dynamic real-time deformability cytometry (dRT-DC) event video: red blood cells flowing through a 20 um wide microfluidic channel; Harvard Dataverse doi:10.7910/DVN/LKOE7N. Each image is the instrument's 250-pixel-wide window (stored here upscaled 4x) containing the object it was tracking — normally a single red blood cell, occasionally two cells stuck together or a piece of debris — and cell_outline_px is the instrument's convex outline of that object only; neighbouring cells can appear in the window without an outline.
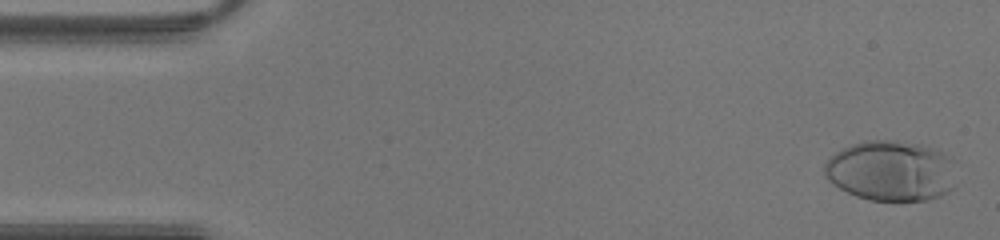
{"species": "human", "species_latin": "Homo sapiens", "temperature_condition": "warm", "stored_images_in_passage": 35, "camera_frame_rate_fps": 3000, "um_per_image_px": 0.085, "donor": {"sex": "male"}, "frame": {"image": 1, "passage_image": 2, "time_ms": 0.333, "image_size_px": [1000, 240], "cell_outline_px": [[952, 188], [940, 196], [928, 200], [868, 200], [856, 196], [832, 184], [824, 176], [824, 164], [836, 152], [852, 144], [864, 140], [888, 140], [920, 144], [932, 148], [952, 156]], "centroid_in_image_um": [75.7, 14.52], "position_along_channel_um": 9.3, "area_um2": 46.18}}
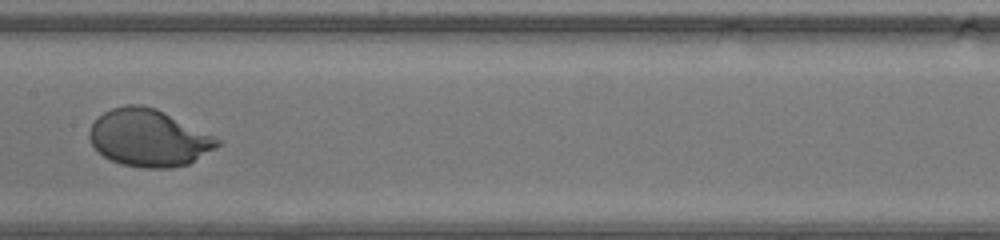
{"frame": {"image": 2, "passage_image": 22, "time_ms": 7.0, "image_size_px": [1000, 240], "cell_outline_px": [[220, 144], [216, 148], [188, 164], [172, 168], [140, 168], [120, 164], [104, 156], [92, 144], [88, 136], [88, 132], [92, 124], [104, 112], [112, 108], [124, 104], [140, 104], [156, 108], [220, 140]], "centroid_in_image_um": [12.61, 11.73], "position_along_channel_um": 194.8, "area_um2": 42.25}}
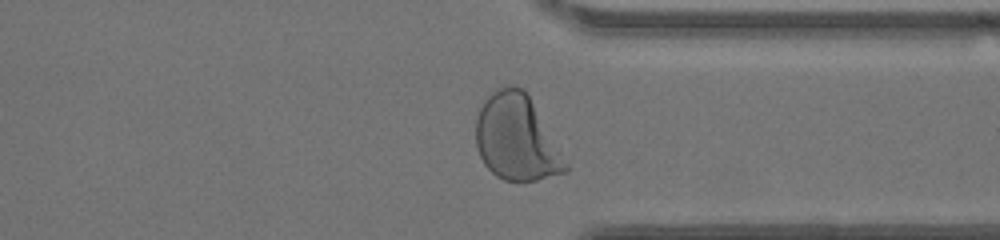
{"frame": {"image": 3, "passage_image": 33, "time_ms": 10.667, "image_size_px": [1000, 240], "cell_outline_px": [[568, 172], [536, 180], [504, 180], [496, 176], [484, 164], [476, 148], [476, 120], [480, 108], [484, 100], [496, 88], [508, 84], [512, 84], [520, 88], [528, 96], [568, 164]], "centroid_in_image_um": [43.87, 11.73], "position_along_channel_um": 367.5, "area_um2": 44.16}}